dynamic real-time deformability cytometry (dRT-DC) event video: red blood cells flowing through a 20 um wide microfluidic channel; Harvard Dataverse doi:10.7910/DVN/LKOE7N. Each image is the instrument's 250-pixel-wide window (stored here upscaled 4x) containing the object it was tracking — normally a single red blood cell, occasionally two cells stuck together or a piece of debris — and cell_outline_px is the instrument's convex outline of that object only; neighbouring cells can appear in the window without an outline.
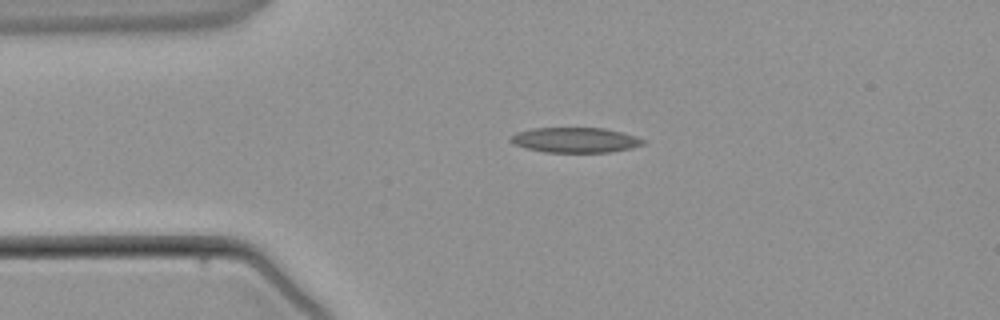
{"species": "common noctule bat (a hibernating species)", "species_latin": "Nyctalus noctula", "temperature_condition": "warm", "stored_images_in_passage": 4, "camera_frame_rate_fps": 3000, "um_per_image_px": 0.085, "animal": {"sex": "male", "body_mass_g": 21.5, "forearm_length_mm": 52.0}, "frame": {"image": 1, "passage_image": 2, "time_ms": 1.0, "image_size_px": [1000, 320], "cell_outline_px": [[644, 144], [632, 148], [612, 152], [544, 152], [528, 148], [516, 144], [508, 140], [516, 132], [532, 128], [604, 128], [636, 136], [644, 140]], "centroid_in_image_um": [48.91, 11.9], "position_along_channel_um": 36.1, "area_um2": 19.25}}
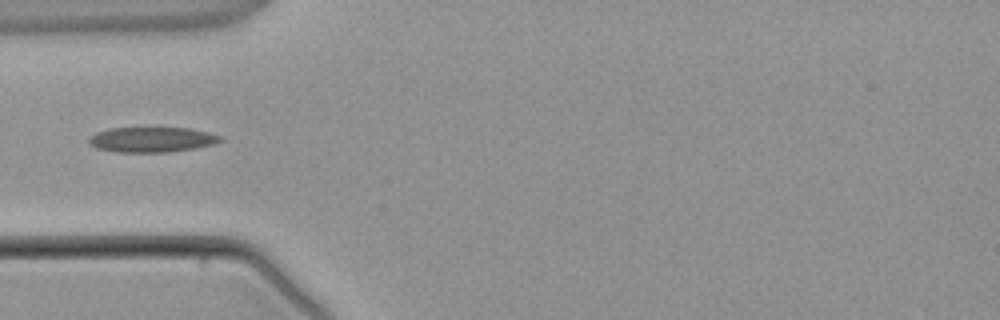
{"frame": {"image": 2, "passage_image": 3, "time_ms": 2.333, "image_size_px": [1000, 320], "cell_outline_px": [[224, 140], [216, 144], [196, 148], [168, 152], [116, 152], [96, 148], [88, 144], [88, 140], [96, 132], [108, 128], [192, 128], [208, 132], [220, 136]], "centroid_in_image_um": [12.92, 11.87], "position_along_channel_um": 72.1, "area_um2": 19.42}}
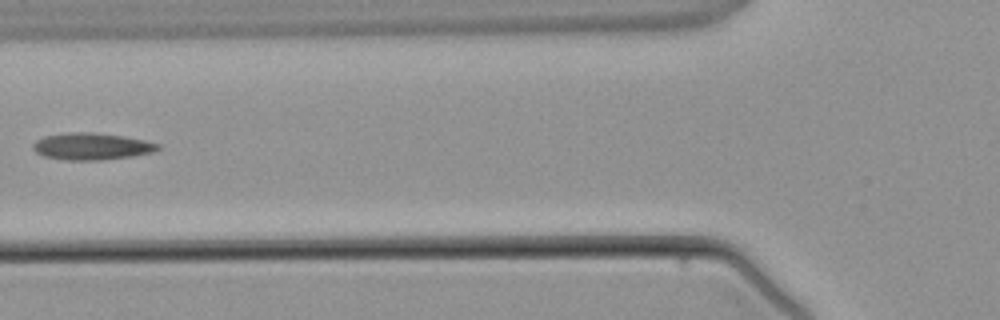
{"frame": {"image": 3, "passage_image": 4, "time_ms": 3.333, "image_size_px": [1000, 320], "cell_outline_px": [[160, 148], [152, 152], [132, 156], [100, 160], [64, 160], [44, 156], [36, 152], [32, 148], [32, 144], [36, 140], [44, 136], [72, 132], [92, 132], [124, 136], [144, 140], [160, 144]], "centroid_in_image_um": [7.77, 12.44], "position_along_channel_um": 118.0, "area_um2": 19.54}}